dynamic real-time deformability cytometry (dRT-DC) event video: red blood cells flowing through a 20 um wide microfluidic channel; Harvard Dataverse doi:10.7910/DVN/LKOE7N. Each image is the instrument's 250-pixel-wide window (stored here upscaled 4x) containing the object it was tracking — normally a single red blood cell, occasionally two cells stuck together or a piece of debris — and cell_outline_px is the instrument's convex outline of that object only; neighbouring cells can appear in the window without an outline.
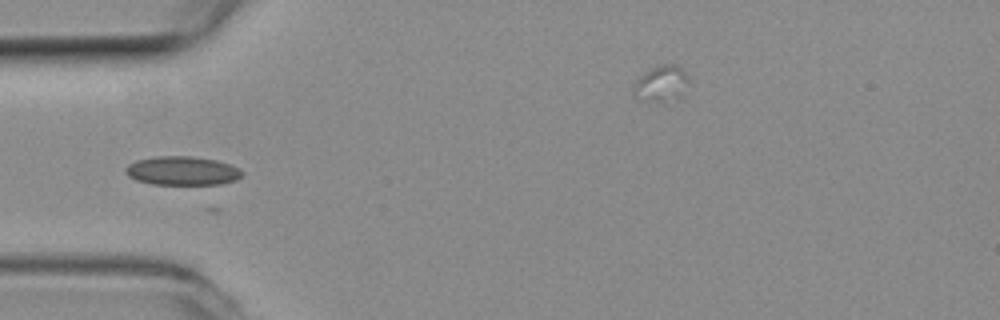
{"species": "common noctule bat (a hibernating species)", "species_latin": "Nyctalus noctula", "temperature_condition": "room temperature", "stored_images_in_passage": 16, "camera_frame_rate_fps": 3000, "um_per_image_px": 0.085, "animal": {"sex": "female", "body_mass_g": 19.3, "forearm_length_mm": 54.1}, "frame": {"image": 1, "passage_image": 5, "time_ms": 1.333, "image_size_px": [1000, 320], "cell_outline_px": [[244, 176], [236, 180], [220, 184], [152, 184], [136, 180], [128, 176], [124, 172], [124, 168], [128, 164], [136, 160], [156, 156], [192, 156], [216, 160], [240, 168], [244, 172]], "centroid_in_image_um": [15.49, 14.51], "position_along_channel_um": 69.5, "area_um2": 19.77}}
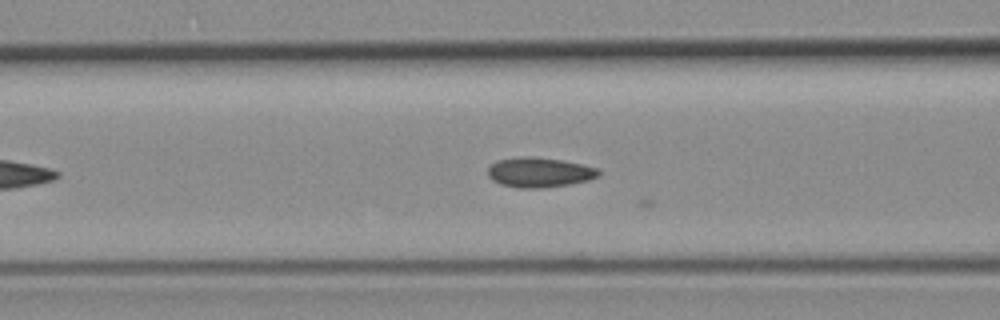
{"frame": {"image": 2, "passage_image": 9, "time_ms": 2.667, "image_size_px": [1000, 320], "cell_outline_px": [[600, 176], [588, 180], [568, 184], [544, 188], [520, 188], [500, 184], [492, 180], [488, 176], [488, 168], [496, 160], [520, 156], [536, 156], [564, 160], [584, 164], [600, 168]], "centroid_in_image_um": [45.87, 14.63], "position_along_channel_um": 120.7, "area_um2": 19.65}}
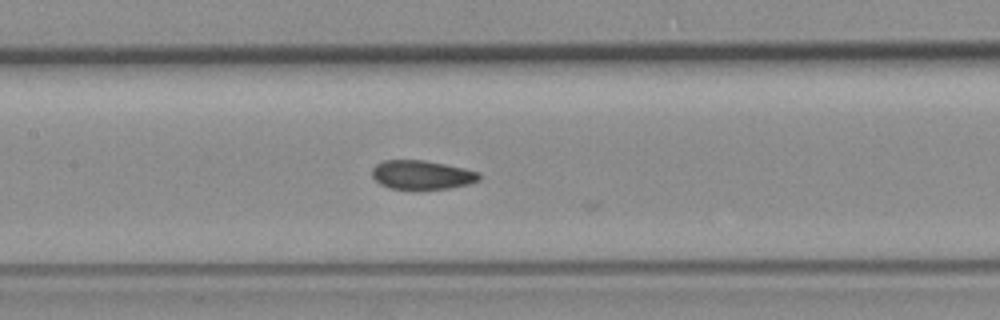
{"frame": {"image": 3, "passage_image": 13, "time_ms": 4.0, "image_size_px": [1000, 320], "cell_outline_px": [[480, 180], [468, 184], [448, 188], [388, 188], [380, 184], [372, 176], [372, 168], [376, 164], [384, 160], [424, 160], [464, 168], [480, 172]], "centroid_in_image_um": [35.85, 14.84], "position_along_channel_um": 171.5, "area_um2": 17.86}}